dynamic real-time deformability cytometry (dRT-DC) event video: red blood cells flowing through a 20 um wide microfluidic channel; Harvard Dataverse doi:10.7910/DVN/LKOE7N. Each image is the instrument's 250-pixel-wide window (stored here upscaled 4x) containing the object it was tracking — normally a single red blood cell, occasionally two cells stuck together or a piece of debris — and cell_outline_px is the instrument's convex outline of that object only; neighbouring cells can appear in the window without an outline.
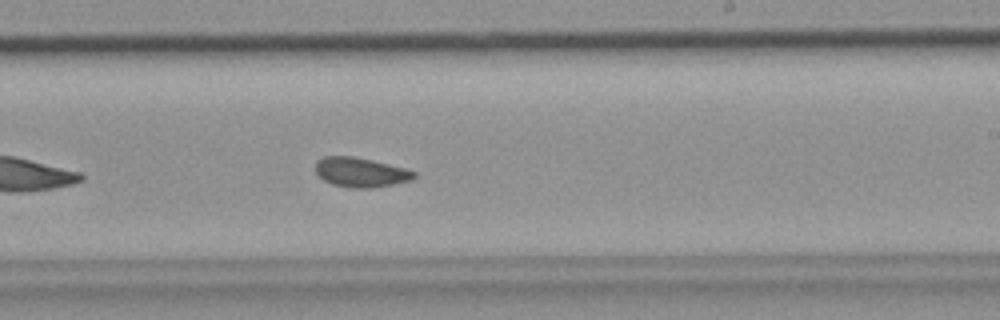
{"species": "common noctule bat (a hibernating species)", "species_latin": "Nyctalus noctula", "temperature_condition": "room temperature", "stored_images_in_passage": 35, "camera_frame_rate_fps": 3000, "um_per_image_px": 0.085, "animal": {"sex": "female", "body_mass_g": 19.9}, "frame": {"image": 1, "passage_image": 16, "time_ms": 5.0, "image_size_px": [1000, 320], "cell_outline_px": [[416, 176], [412, 180], [372, 188], [352, 188], [332, 184], [324, 180], [316, 172], [316, 160], [324, 156], [352, 156], [372, 160], [404, 168], [416, 172]], "centroid_in_image_um": [30.65, 14.64], "position_along_channel_um": 258.4, "area_um2": 16.88}}